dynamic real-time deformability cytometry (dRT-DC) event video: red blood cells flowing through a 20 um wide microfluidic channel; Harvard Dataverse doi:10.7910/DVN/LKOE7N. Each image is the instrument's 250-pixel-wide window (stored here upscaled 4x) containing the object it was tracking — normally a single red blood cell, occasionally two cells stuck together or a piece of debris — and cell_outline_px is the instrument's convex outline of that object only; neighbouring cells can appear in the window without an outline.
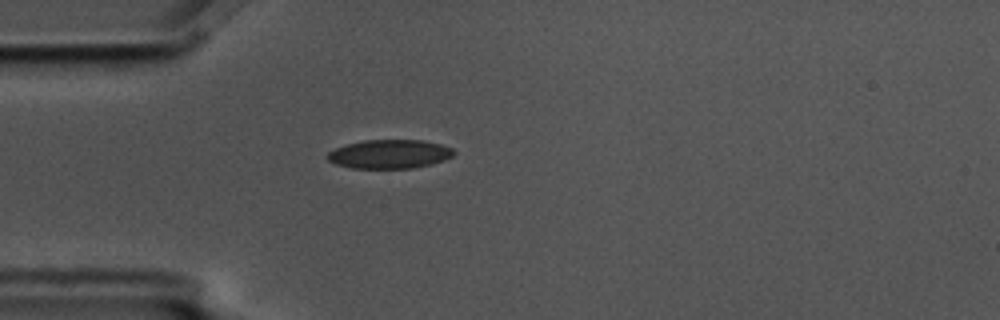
{"species": "common noctule bat (a hibernating species)", "species_latin": "Nyctalus noctula", "temperature_condition": "cold", "stored_images_in_passage": 1, "camera_frame_rate_fps": 3000, "um_per_image_px": 0.085, "animal": {"sex": "male", "body_mass_g": 17.5, "forearm_length_mm": 52.3}, "frame": {"image": 1, "passage_image": 1, "time_ms": 0.0, "image_size_px": [1000, 320], "cell_outline_px": [[456, 152], [452, 156], [444, 160], [432, 164], [412, 168], [352, 168], [336, 164], [328, 160], [324, 156], [328, 152], [336, 148], [348, 144], [364, 140], [420, 140], [440, 144], [452, 148]], "centroid_in_image_um": [33.1, 13.1], "position_along_channel_um": 51.9, "area_um2": 21.21}}